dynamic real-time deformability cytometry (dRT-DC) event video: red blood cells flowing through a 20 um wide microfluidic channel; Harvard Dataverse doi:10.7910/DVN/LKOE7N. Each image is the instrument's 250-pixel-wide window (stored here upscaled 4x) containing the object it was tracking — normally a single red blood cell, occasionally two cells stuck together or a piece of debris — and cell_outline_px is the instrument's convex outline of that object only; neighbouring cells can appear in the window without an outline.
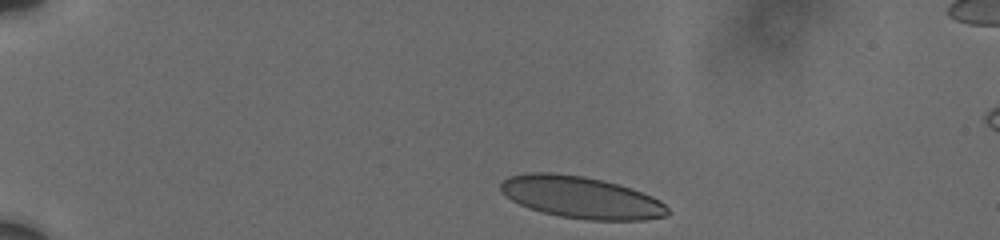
{"species": "human", "species_latin": "Homo sapiens", "temperature_condition": "cold", "stored_images_in_passage": 4, "camera_frame_rate_fps": 3000, "um_per_image_px": 0.085, "donor": {"sex": "male"}, "frame": {"image": 1, "passage_image": 1, "time_ms": 0.0, "image_size_px": [1000, 240], "cell_outline_px": [[668, 216], [644, 220], [588, 220], [560, 216], [528, 208], [512, 200], [500, 188], [500, 184], [508, 176], [528, 172], [552, 172], [584, 176], [604, 180], [632, 188], [652, 196], [660, 200], [668, 208]], "centroid_in_image_um": [49.42, 16.77], "position_along_channel_um": 35.6, "area_um2": 40.81}}
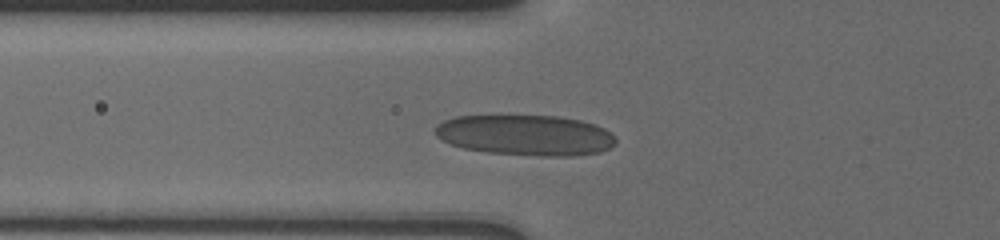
{"frame": {"image": 2, "passage_image": 4, "time_ms": 3.333, "image_size_px": [1000, 240], "cell_outline_px": [[616, 144], [600, 152], [572, 156], [536, 156], [488, 152], [464, 148], [452, 144], [436, 136], [436, 124], [444, 120], [456, 116], [556, 116], [580, 120], [596, 124], [604, 128], [616, 140]], "centroid_in_image_um": [44.68, 11.49], "position_along_channel_um": 81.1, "area_um2": 42.54}}